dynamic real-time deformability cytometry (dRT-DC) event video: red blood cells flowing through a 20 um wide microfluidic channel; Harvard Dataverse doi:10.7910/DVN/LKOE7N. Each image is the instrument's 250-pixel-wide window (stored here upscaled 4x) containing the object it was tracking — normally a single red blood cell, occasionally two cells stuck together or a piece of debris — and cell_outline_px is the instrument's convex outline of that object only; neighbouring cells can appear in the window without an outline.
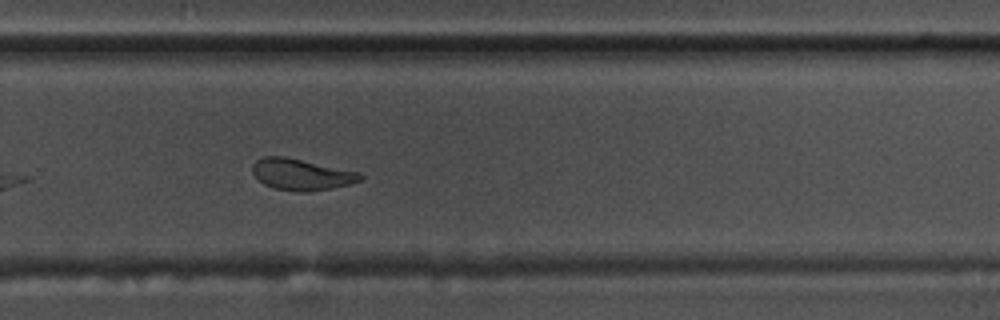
{"species": "common noctule bat (a hibernating species)", "species_latin": "Nyctalus noctula", "temperature_condition": "warm", "stored_images_in_passage": 32, "camera_frame_rate_fps": 3000, "um_per_image_px": 0.085, "animal": {"sex": "male", "body_mass_g": 17.5, "forearm_length_mm": 52.3}, "frame": {"image": 1, "passage_image": 23, "time_ms": 7.333, "image_size_px": [1000, 320], "cell_outline_px": [[364, 180], [332, 188], [308, 192], [300, 192], [272, 188], [264, 184], [252, 172], [252, 164], [256, 160], [264, 156], [284, 156], [360, 172], [364, 176]], "centroid_in_image_um": [25.63, 14.83], "position_along_channel_um": 304.2, "area_um2": 19.77}, "authors_computed_cell_mechanics": {"area_um2": 19.941, "velocity_mm_per_s": 3.5709, "shape_relaxation_time_tau1_ms": 5.0202, "shape_relaxation_time_tau2_ms": 1.7331, "deformation_change_tau1": 0.1742, "deformation_change_tau2": 0.0905}}